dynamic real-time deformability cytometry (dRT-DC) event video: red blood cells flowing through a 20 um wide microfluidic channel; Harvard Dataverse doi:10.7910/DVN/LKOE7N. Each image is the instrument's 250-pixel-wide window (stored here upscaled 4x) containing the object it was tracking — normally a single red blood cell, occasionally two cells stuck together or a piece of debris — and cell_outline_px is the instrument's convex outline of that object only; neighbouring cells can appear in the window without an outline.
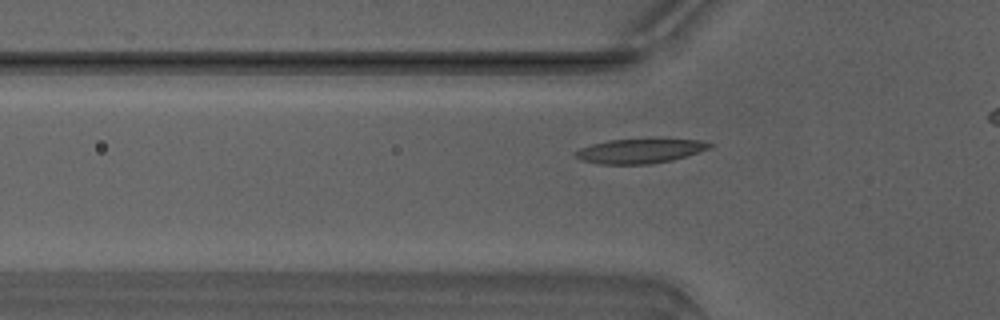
{"species": "Egyptian fruit bat (a non-hibernating species)", "species_latin": "Rousettus aegyptiacus", "temperature_condition": "warm", "stored_images_in_passage": 34, "camera_frame_rate_fps": 3000, "um_per_image_px": 0.085, "animal": {"sex": "male"}, "frame": {"image": 1, "passage_image": 8, "time_ms": 2.333, "image_size_px": [1000, 320], "cell_outline_px": [[716, 144], [712, 148], [672, 160], [648, 164], [600, 164], [580, 160], [572, 152], [580, 148], [592, 144], [608, 140], [700, 140]], "centroid_in_image_um": [54.38, 12.84], "position_along_channel_um": 71.4, "area_um2": 18.9}}
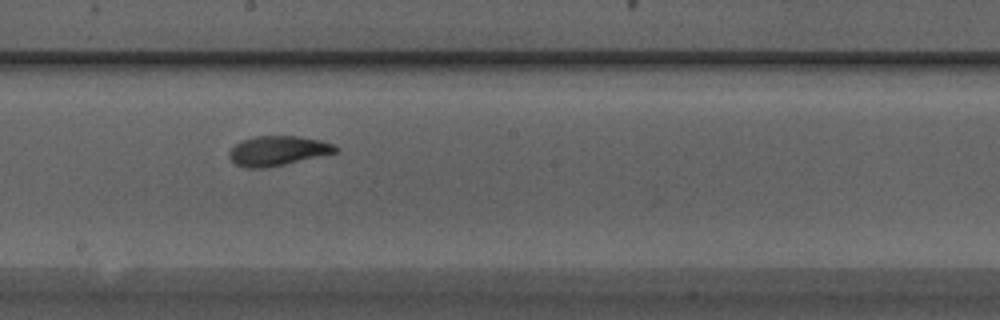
{"frame": {"image": 2, "passage_image": 19, "time_ms": 6.0, "image_size_px": [1000, 320], "cell_outline_px": [[340, 152], [268, 168], [244, 168], [236, 164], [228, 156], [228, 152], [236, 144], [244, 140], [256, 136], [296, 136], [320, 140], [332, 144], [340, 148]], "centroid_in_image_um": [23.65, 12.83], "position_along_channel_um": 224.6, "area_um2": 18.5}}
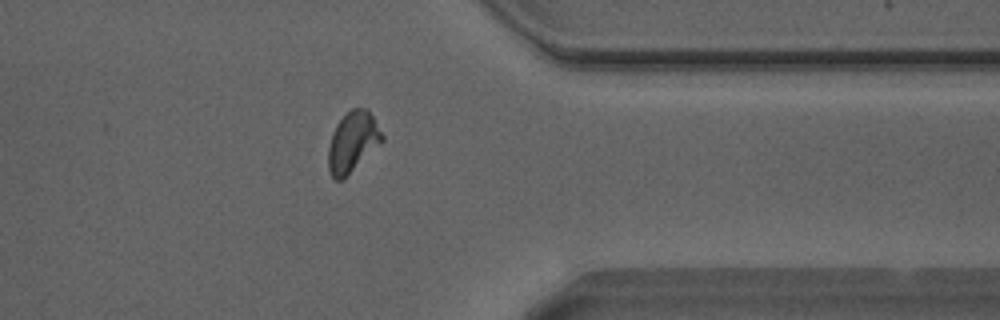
{"frame": {"image": 3, "passage_image": 31, "time_ms": 10.0, "image_size_px": [1000, 320], "cell_outline_px": [[384, 140], [344, 180], [336, 180], [332, 176], [328, 168], [328, 148], [332, 132], [336, 124], [352, 108], [368, 108], [384, 136]], "centroid_in_image_um": [29.98, 12.08], "position_along_channel_um": 381.4, "area_um2": 19.02}}